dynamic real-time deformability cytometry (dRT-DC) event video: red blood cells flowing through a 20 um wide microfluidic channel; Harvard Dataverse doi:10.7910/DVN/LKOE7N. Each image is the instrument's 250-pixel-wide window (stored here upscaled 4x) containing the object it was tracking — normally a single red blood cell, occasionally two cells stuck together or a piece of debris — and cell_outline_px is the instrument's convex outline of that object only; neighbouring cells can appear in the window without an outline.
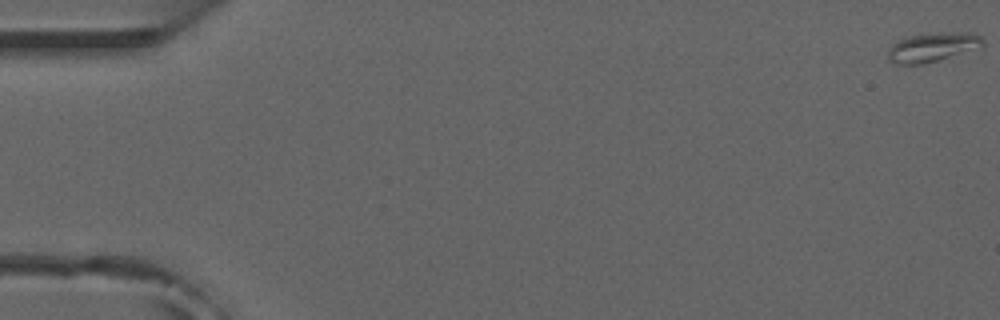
{"species": "common noctule bat (a hibernating species)", "species_latin": "Nyctalus noctula", "temperature_condition": "room temperature", "stored_images_in_passage": 54, "camera_frame_rate_fps": 3000, "um_per_image_px": 0.085, "animal": {"sex": "male", "forearm_length_mm": 52.5}, "frame": {"image": 1, "passage_image": 1, "time_ms": 0.0, "image_size_px": [1000, 320], "cell_outline_px": [[984, 48], [924, 64], [896, 64], [888, 60], [888, 52], [892, 44], [904, 36], [940, 32], [976, 32], [984, 40]], "centroid_in_image_um": [79.34, 4.0], "position_along_channel_um": 5.7, "area_um2": 16.7}}
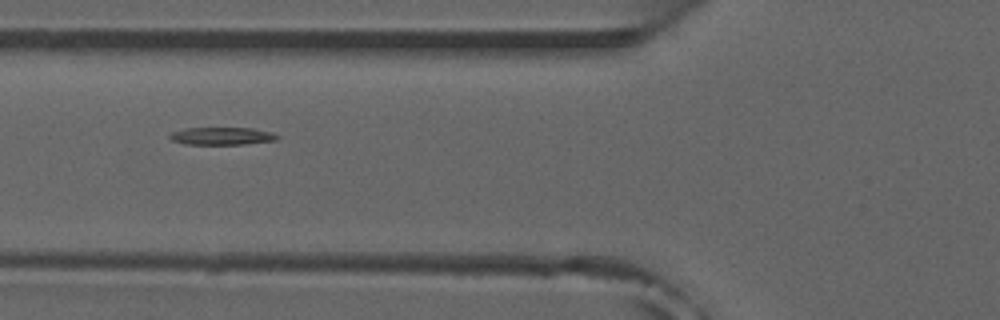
{"frame": {"image": 2, "passage_image": 21, "time_ms": 6.667, "image_size_px": [1000, 320], "cell_outline_px": [[280, 136], [276, 140], [244, 144], [184, 144], [172, 140], [168, 136], [172, 132], [184, 128], [252, 128], [272, 132]], "centroid_in_image_um": [18.86, 11.56], "position_along_channel_um": 106.9, "area_um2": 10.98}}
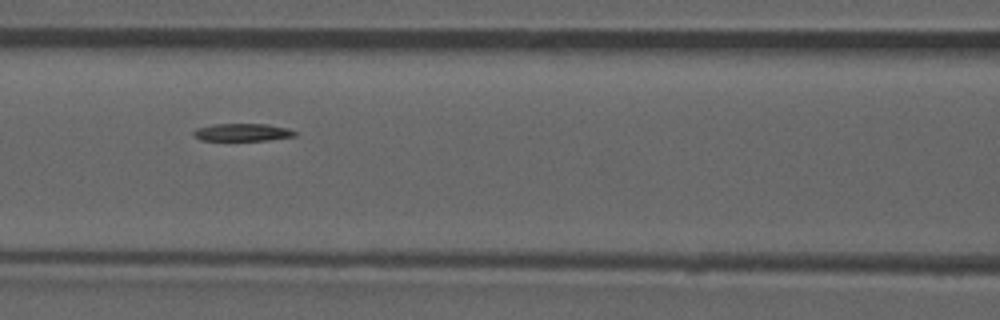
{"frame": {"image": 3, "passage_image": 24, "time_ms": 7.667, "image_size_px": [1000, 320], "cell_outline_px": [[296, 136], [268, 140], [200, 140], [192, 136], [192, 132], [196, 128], [212, 124], [268, 124], [288, 128], [296, 132]], "centroid_in_image_um": [20.57, 11.24], "position_along_channel_um": 146.0, "area_um2": 10.46}}